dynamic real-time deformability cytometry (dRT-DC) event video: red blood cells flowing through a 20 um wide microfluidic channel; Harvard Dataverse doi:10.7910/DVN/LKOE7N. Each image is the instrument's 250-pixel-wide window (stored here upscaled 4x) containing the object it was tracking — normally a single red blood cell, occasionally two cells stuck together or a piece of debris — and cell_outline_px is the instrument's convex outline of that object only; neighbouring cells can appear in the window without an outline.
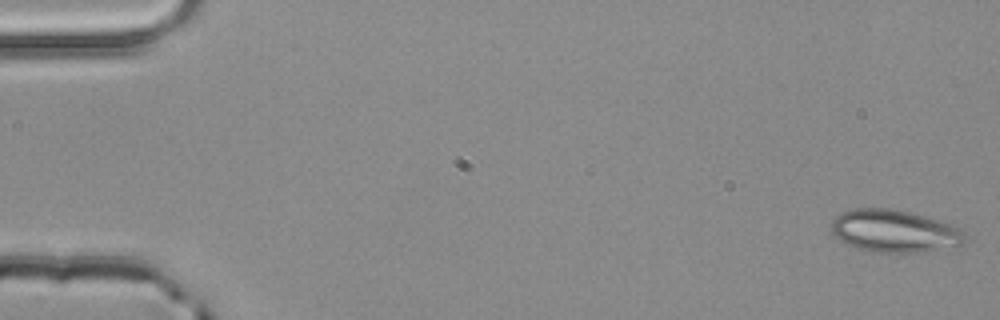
{"species": "common noctule bat (a hibernating species)", "species_latin": "Nyctalus noctula", "temperature_condition": "room temperature", "stored_images_in_passage": 4, "camera_frame_rate_fps": 3000, "um_per_image_px": 0.085, "animal": {"sex": "male", "body_mass_g": 20.4}, "frame": {"image": 1, "passage_image": 1, "time_ms": 0.0, "image_size_px": [1000, 320], "cell_outline_px": [[964, 244], [924, 252], [872, 252], [860, 248], [840, 240], [832, 232], [832, 220], [840, 212], [848, 208], [888, 208], [912, 212], [952, 224], [964, 232]], "centroid_in_image_um": [76.02, 19.62], "position_along_channel_um": 9.0, "area_um2": 33.0}}